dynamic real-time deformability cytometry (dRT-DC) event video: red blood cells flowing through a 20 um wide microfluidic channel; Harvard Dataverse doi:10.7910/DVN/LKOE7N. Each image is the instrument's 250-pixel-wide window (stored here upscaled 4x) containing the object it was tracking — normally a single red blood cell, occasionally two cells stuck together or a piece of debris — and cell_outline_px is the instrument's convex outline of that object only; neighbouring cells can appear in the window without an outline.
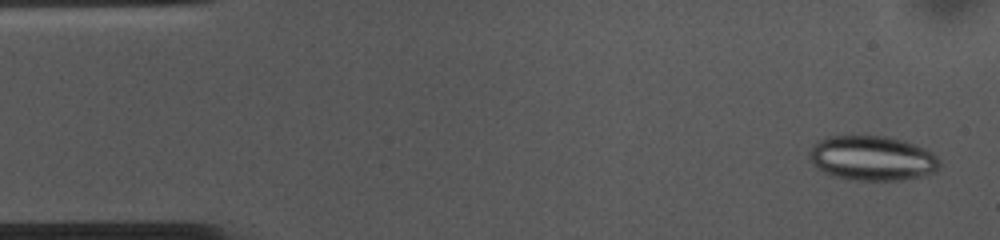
{"species": "common noctule bat (a hibernating species)", "species_latin": "Nyctalus noctula", "temperature_condition": "cold", "stored_images_in_passage": 53, "camera_frame_rate_fps": 3000, "um_per_image_px": 0.085, "animal": {"sex": "female", "body_mass_g": 10.0, "forearm_length_mm": 53.1}, "frame": {"image": 1, "passage_image": 2, "time_ms": 0.333, "image_size_px": [1000, 240], "cell_outline_px": [[940, 164], [936, 172], [924, 176], [900, 180], [852, 180], [836, 176], [824, 172], [812, 164], [808, 156], [808, 152], [812, 144], [816, 140], [824, 136], [888, 136], [904, 140], [924, 148], [932, 152], [940, 160]], "centroid_in_image_um": [74.12, 13.43], "position_along_channel_um": 10.9, "area_um2": 34.39}}
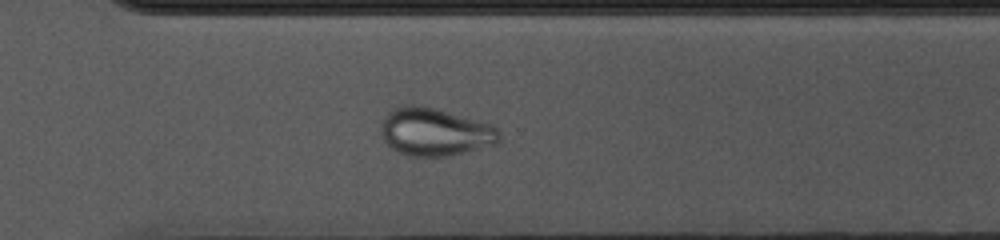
{"frame": {"image": 2, "passage_image": 37, "time_ms": 12.0, "image_size_px": [1000, 240], "cell_outline_px": [[500, 140], [496, 144], [448, 156], [408, 156], [392, 148], [384, 140], [380, 128], [380, 124], [384, 116], [388, 112], [400, 104], [416, 104], [432, 108], [492, 124], [500, 132]], "centroid_in_image_um": [36.94, 11.2], "position_along_channel_um": 333.7, "area_um2": 32.89}}
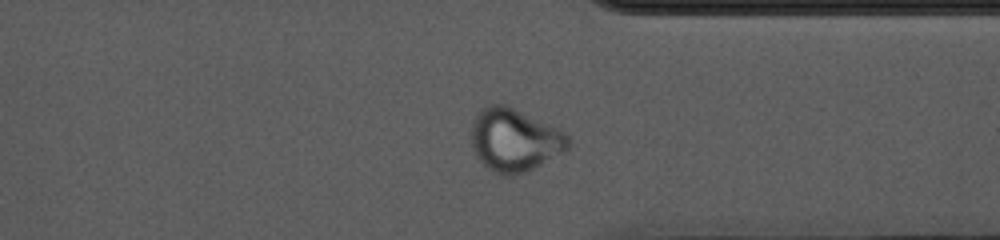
{"frame": {"image": 3, "passage_image": 40, "time_ms": 13.0, "image_size_px": [1000, 240], "cell_outline_px": [[572, 144], [568, 148], [532, 168], [524, 172], [504, 176], [496, 172], [484, 164], [476, 156], [472, 144], [472, 120], [480, 108], [488, 104], [508, 104], [564, 132], [568, 136]], "centroid_in_image_um": [43.7, 11.85], "position_along_channel_um": 367.7, "area_um2": 35.08}}